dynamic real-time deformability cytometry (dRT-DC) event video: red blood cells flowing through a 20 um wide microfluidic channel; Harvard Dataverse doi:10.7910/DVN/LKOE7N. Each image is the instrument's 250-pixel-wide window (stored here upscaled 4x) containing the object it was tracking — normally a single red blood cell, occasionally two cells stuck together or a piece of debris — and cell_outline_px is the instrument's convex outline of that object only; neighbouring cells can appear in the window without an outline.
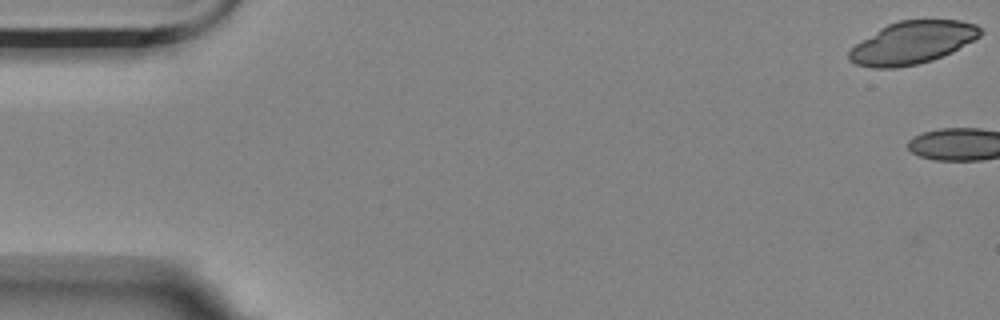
{"species": "Egyptian fruit bat (a non-hibernating species)", "species_latin": "Rousettus aegyptiacus", "temperature_condition": "room temperature", "stored_images_in_passage": 3, "camera_frame_rate_fps": 3000, "um_per_image_px": 0.085, "animal": {"sex": "female"}, "frame": {"image": 1, "passage_image": 1, "time_ms": 0.0, "image_size_px": [1000, 320], "cell_outline_px": [[984, 32], [980, 36], [952, 52], [932, 60], [916, 64], [896, 68], [872, 68], [856, 64], [848, 60], [848, 52], [856, 44], [880, 28], [888, 24], [900, 20], [960, 20], [976, 24], [984, 28]], "centroid_in_image_um": [77.58, 3.62], "position_along_channel_um": 7.4, "area_um2": 32.54}}